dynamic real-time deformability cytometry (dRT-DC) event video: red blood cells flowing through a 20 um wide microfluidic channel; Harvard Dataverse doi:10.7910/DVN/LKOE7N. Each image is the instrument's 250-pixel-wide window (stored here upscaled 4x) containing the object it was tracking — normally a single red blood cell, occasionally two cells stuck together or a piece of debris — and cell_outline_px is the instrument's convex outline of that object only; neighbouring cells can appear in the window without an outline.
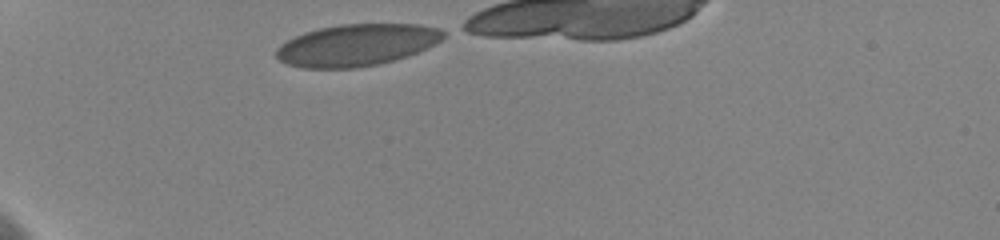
{"species": "human", "species_latin": "Homo sapiens", "temperature_condition": "cold", "stored_images_in_passage": 7, "camera_frame_rate_fps": 3000, "um_per_image_px": 0.085, "donor": {"sex": "female"}, "frame": {"image": 1, "passage_image": 1, "time_ms": 0.0, "image_size_px": [1000, 240], "cell_outline_px": [[444, 36], [440, 40], [428, 48], [408, 56], [380, 64], [356, 68], [300, 68], [288, 64], [280, 60], [276, 56], [276, 48], [280, 44], [304, 32], [320, 28], [340, 24], [420, 24], [440, 28], [444, 32]], "centroid_in_image_um": [30.32, 3.83], "position_along_channel_um": 54.7, "area_um2": 40.86}}